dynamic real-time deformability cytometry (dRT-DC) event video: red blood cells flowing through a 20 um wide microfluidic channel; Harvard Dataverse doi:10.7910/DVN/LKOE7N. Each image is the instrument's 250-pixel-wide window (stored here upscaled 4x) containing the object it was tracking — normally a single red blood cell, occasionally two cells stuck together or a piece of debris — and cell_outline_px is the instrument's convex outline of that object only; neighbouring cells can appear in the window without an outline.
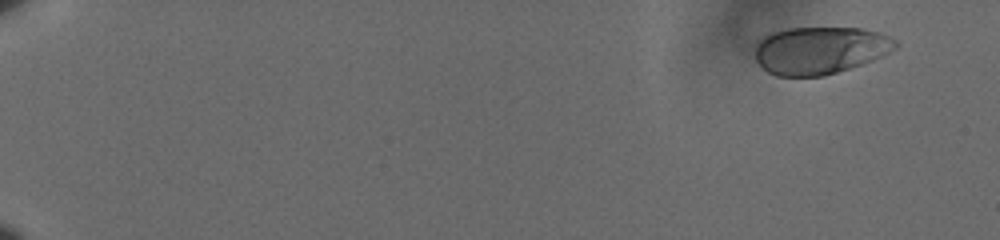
{"species": "human", "species_latin": "Homo sapiens", "temperature_condition": "cold", "stored_images_in_passage": 57, "camera_frame_rate_fps": 3000, "um_per_image_px": 0.085, "donor": {"sex": "male"}, "frame": {"image": 1, "passage_image": 1, "time_ms": 0.0, "image_size_px": [1000, 240], "cell_outline_px": [[900, 44], [896, 48], [872, 60], [824, 76], [776, 76], [768, 72], [756, 60], [756, 44], [764, 36], [772, 32], [788, 28], [864, 28], [880, 32], [896, 40]], "centroid_in_image_um": [69.71, 4.26], "position_along_channel_um": 15.3, "area_um2": 38.67}}
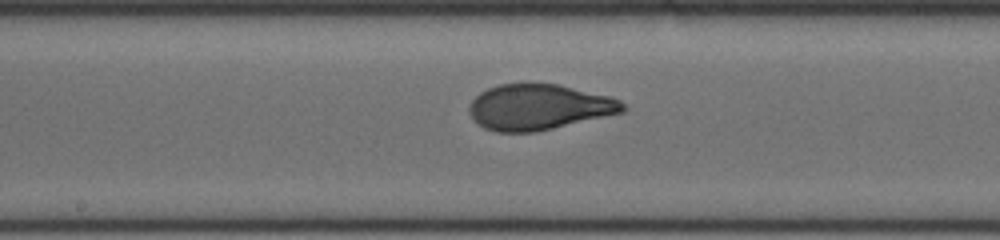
{"frame": {"image": 2, "passage_image": 32, "time_ms": 10.333, "image_size_px": [1000, 240], "cell_outline_px": [[628, 108], [624, 112], [536, 132], [496, 132], [484, 128], [472, 116], [468, 108], [472, 100], [480, 92], [488, 88], [500, 84], [528, 80], [556, 84], [608, 96], [620, 100]], "centroid_in_image_um": [45.79, 9.07], "position_along_channel_um": 202.4, "area_um2": 41.27}}
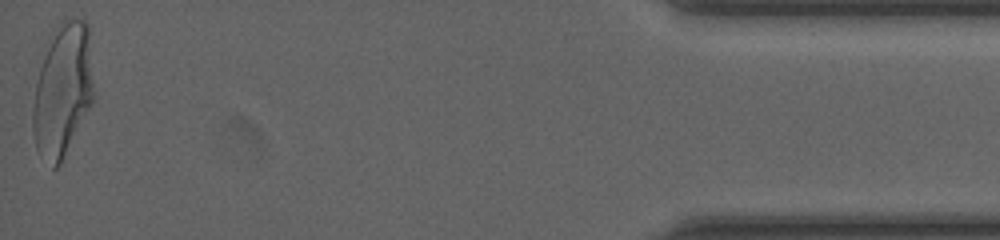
{"frame": {"image": 3, "passage_image": 57, "time_ms": 18.667, "image_size_px": [1000, 240], "cell_outline_px": [[92, 104], [60, 164], [56, 168], [52, 168], [36, 148], [32, 128], [32, 108], [36, 84], [48, 36], [52, 28], [56, 24], [64, 20], [84, 20], [88, 24], [92, 84]], "centroid_in_image_um": [5.29, 7.65], "position_along_channel_um": 429.9, "area_um2": 46.88}, "authors_computed_cell_mechanics": {"area_um2": 40.5178, "velocity_mm_per_s": 3.5973, "shape_relaxation_time_tau1_ms": 4.3744, "shape_relaxation_time_tau2_ms": null, "deformation_change_tau1": 0.1759, "deformation_change_tau2": null}}